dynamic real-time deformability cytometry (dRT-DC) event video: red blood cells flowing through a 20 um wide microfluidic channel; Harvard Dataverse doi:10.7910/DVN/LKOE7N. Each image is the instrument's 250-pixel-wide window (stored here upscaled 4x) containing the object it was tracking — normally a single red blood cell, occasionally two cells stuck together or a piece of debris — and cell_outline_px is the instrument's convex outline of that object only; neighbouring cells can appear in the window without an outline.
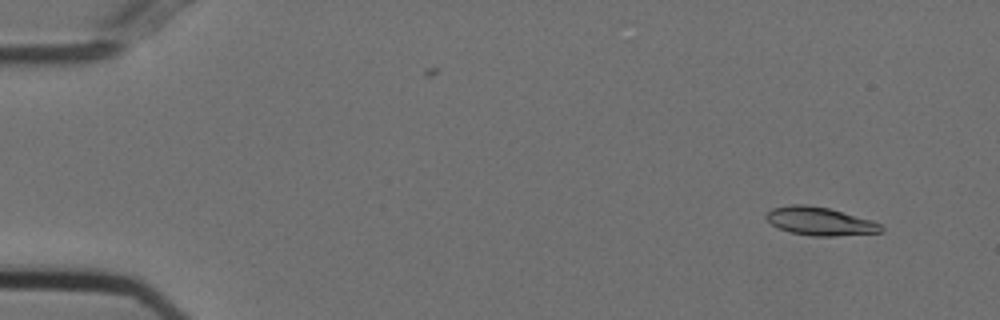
{"species": "Egyptian fruit bat (a non-hibernating species)", "species_latin": "Rousettus aegyptiacus", "temperature_condition": "cold", "stored_images_in_passage": 55, "segment_of_instrument_passage": [1, 2], "camera_frame_rate_fps": 3000, "um_per_image_px": 0.085, "animal": {"sex": "female"}, "frame": {"image": 1, "passage_image": 4, "time_ms": 1.0, "image_size_px": [1000, 320], "cell_outline_px": [[884, 232], [836, 236], [812, 236], [788, 232], [776, 228], [764, 216], [772, 208], [788, 204], [808, 204], [828, 208], [872, 220], [880, 224], [884, 228]], "centroid_in_image_um": [69.68, 18.81], "position_along_channel_um": 15.3, "area_um2": 19.13}}
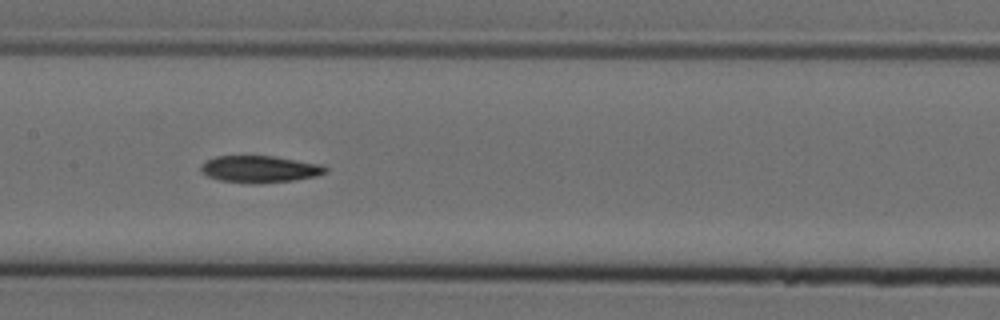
{"frame": {"image": 2, "passage_image": 27, "time_ms": 8.667, "image_size_px": [1000, 320], "cell_outline_px": [[328, 172], [316, 176], [292, 180], [256, 184], [252, 184], [220, 180], [208, 176], [200, 172], [200, 168], [208, 160], [216, 156], [272, 156], [324, 164], [328, 168]], "centroid_in_image_um": [22.12, 14.38], "position_along_channel_um": 185.3, "area_um2": 19.54}}
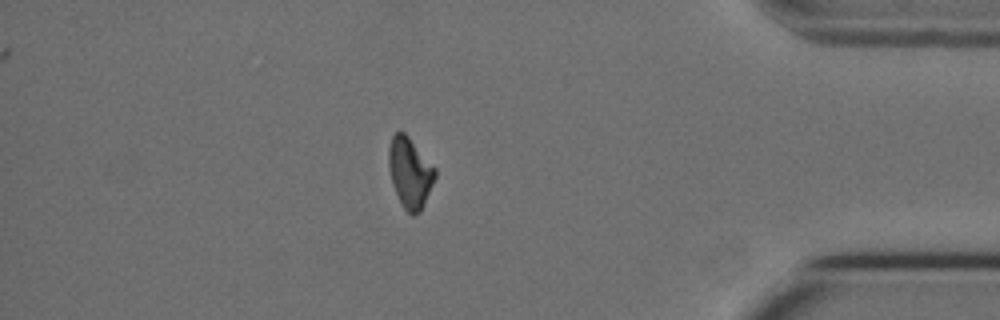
{"frame": {"image": 3, "passage_image": 47, "time_ms": 15.333, "image_size_px": [1000, 320], "cell_outline_px": [[436, 176], [424, 204], [420, 212], [412, 216], [400, 204], [388, 168], [388, 148], [392, 136], [396, 132], [404, 132], [408, 136], [436, 168]], "centroid_in_image_um": [34.84, 14.68], "position_along_channel_um": 400.4, "area_um2": 18.96}}